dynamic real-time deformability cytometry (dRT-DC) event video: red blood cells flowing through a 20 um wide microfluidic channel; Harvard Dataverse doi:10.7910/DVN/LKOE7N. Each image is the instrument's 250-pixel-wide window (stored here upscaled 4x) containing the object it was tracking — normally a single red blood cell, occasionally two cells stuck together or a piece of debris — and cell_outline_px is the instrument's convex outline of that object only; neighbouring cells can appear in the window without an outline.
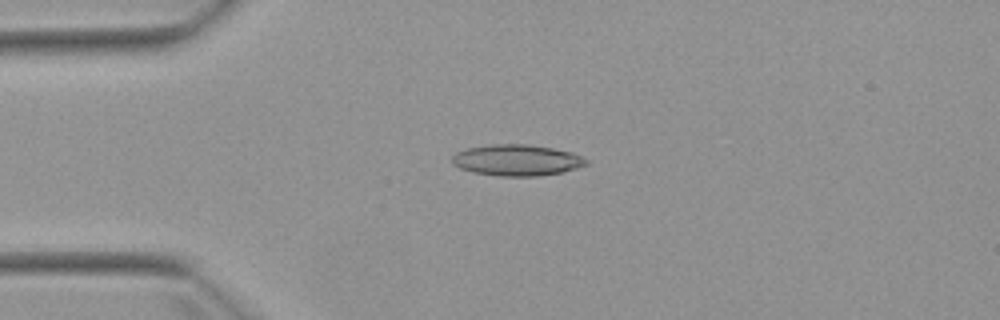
{"species": "Egyptian fruit bat (a non-hibernating species)", "species_latin": "Rousettus aegyptiacus", "temperature_condition": "warm", "stored_images_in_passage": 5, "camera_frame_rate_fps": 3000, "um_per_image_px": 0.085, "animal": {"sex": "female"}, "frame": {"image": 1, "passage_image": 1, "time_ms": 0.0, "image_size_px": [1000, 320], "cell_outline_px": [[588, 164], [576, 168], [560, 172], [536, 176], [500, 176], [472, 172], [460, 168], [452, 164], [452, 156], [456, 152], [468, 148], [492, 144], [528, 144], [552, 148], [572, 152], [588, 160]], "centroid_in_image_um": [43.91, 13.61], "position_along_channel_um": 41.1, "area_um2": 24.28}}
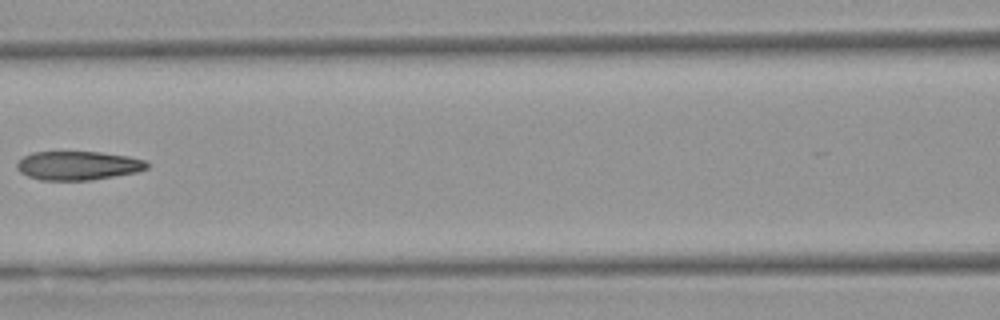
{"frame": {"image": 2, "passage_image": 4, "time_ms": 3.667, "image_size_px": [1000, 320], "cell_outline_px": [[148, 168], [136, 172], [92, 180], [40, 180], [28, 176], [20, 172], [16, 168], [16, 164], [24, 156], [32, 152], [100, 152], [128, 156], [148, 160]], "centroid_in_image_um": [6.64, 14.07], "position_along_channel_um": 160.0, "area_um2": 21.91}}
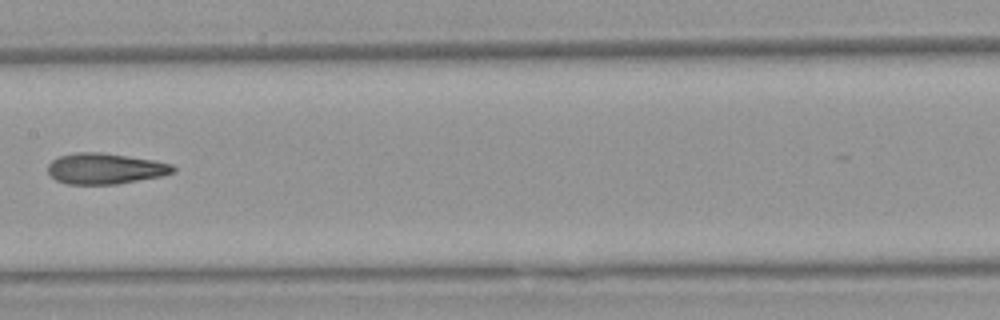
{"frame": {"image": 3, "passage_image": 5, "time_ms": 4.667, "image_size_px": [1000, 320], "cell_outline_px": [[176, 172], [160, 176], [116, 184], [68, 184], [56, 180], [48, 172], [48, 164], [52, 160], [60, 156], [76, 152], [100, 152], [128, 156], [152, 160], [172, 164], [176, 168]], "centroid_in_image_um": [8.94, 14.33], "position_along_channel_um": 198.5, "area_um2": 22.37}}